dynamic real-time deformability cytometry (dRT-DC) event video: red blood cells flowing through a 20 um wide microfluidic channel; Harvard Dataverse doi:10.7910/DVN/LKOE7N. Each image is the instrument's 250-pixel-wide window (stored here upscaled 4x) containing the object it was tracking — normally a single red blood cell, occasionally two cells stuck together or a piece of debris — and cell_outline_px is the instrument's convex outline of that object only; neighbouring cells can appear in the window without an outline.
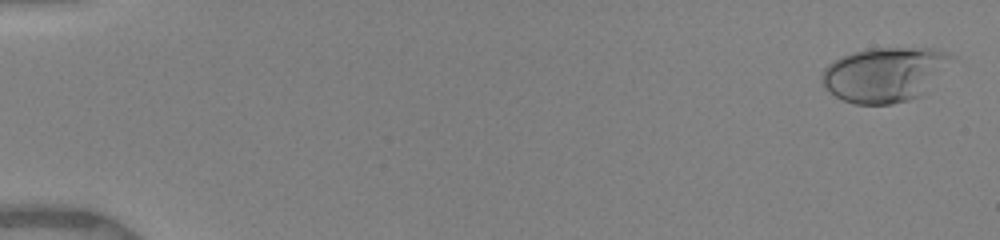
{"species": "human", "species_latin": "Homo sapiens", "temperature_condition": "warm", "stored_images_in_passage": 8, "camera_frame_rate_fps": 3000, "um_per_image_px": 0.085, "donor": {"sex": "female"}, "frame": {"image": 1, "passage_image": 1, "time_ms": 0.0, "image_size_px": [1000, 240], "cell_outline_px": [[956, 56], [924, 96], [892, 104], [856, 104], [844, 100], [836, 96], [824, 88], [820, 80], [820, 76], [824, 68], [828, 64], [852, 52], [864, 48], [932, 48], [948, 52]], "centroid_in_image_um": [75.22, 6.33], "position_along_channel_um": 9.8, "area_um2": 41.79}}
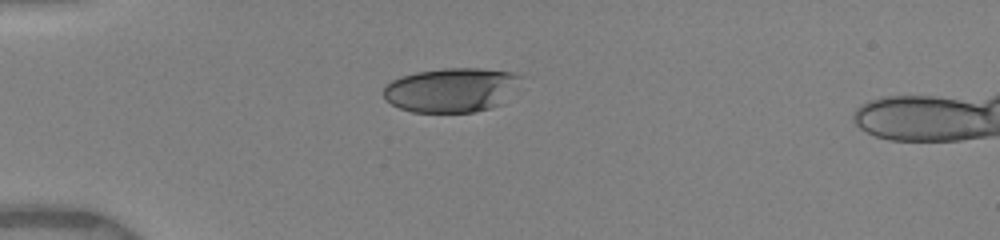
{"frame": {"image": 2, "passage_image": 7, "time_ms": 4.333, "image_size_px": [1000, 240], "cell_outline_px": [[524, 76], [504, 104], [492, 108], [476, 112], [412, 112], [400, 108], [384, 100], [384, 88], [392, 80], [400, 76], [416, 72], [444, 68], [480, 68], [512, 72]], "centroid_in_image_um": [38.41, 7.65], "position_along_channel_um": 46.6, "area_um2": 35.89}}